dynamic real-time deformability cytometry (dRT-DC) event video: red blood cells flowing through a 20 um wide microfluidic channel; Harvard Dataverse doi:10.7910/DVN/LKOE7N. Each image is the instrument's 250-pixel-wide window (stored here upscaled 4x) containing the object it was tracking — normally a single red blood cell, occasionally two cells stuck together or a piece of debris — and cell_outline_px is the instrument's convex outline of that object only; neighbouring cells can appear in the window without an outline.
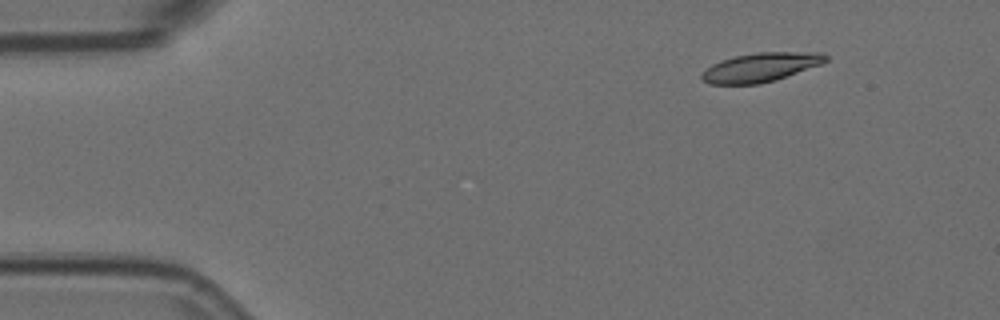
{"species": "Egyptian fruit bat (a non-hibernating species)", "species_latin": "Rousettus aegyptiacus", "temperature_condition": "room temperature", "stored_images_in_passage": 9, "camera_frame_rate_fps": 3000, "um_per_image_px": 0.085, "animal": {"sex": "female"}, "frame": {"image": 1, "passage_image": 2, "time_ms": 0.333, "image_size_px": [1000, 320], "cell_outline_px": [[828, 60], [820, 64], [776, 80], [760, 84], [708, 84], [700, 76], [700, 72], [712, 64], [736, 56], [756, 52], [824, 52], [828, 56]], "centroid_in_image_um": [64.65, 5.72], "position_along_channel_um": 20.3, "area_um2": 20.92}}
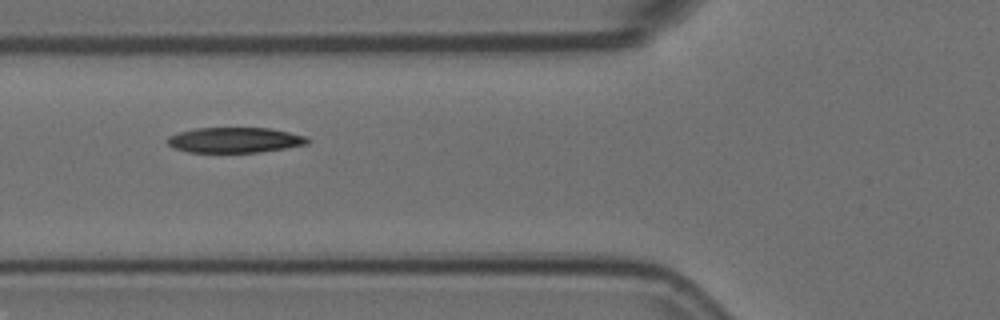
{"frame": {"image": 2, "passage_image": 6, "time_ms": 1.667, "image_size_px": [1000, 320], "cell_outline_px": [[308, 144], [260, 152], [188, 152], [172, 148], [168, 144], [168, 136], [180, 132], [196, 128], [272, 128], [304, 136], [308, 140]], "centroid_in_image_um": [19.92, 11.9], "position_along_channel_um": 105.9, "area_um2": 20.52}}
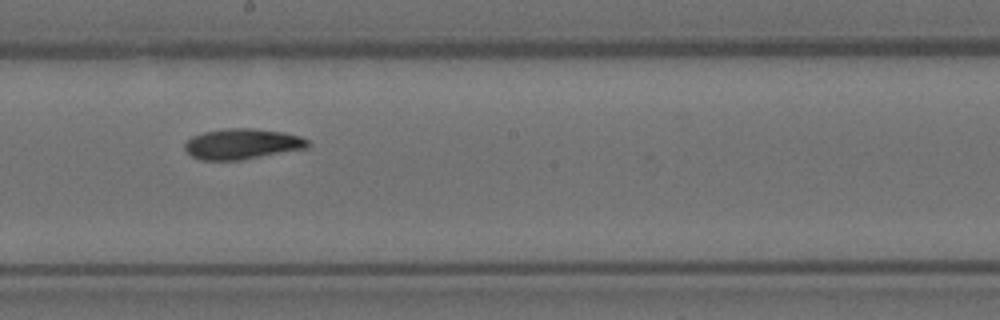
{"frame": {"image": 3, "passage_image": 9, "time_ms": 2.667, "image_size_px": [1000, 320], "cell_outline_px": [[308, 148], [240, 160], [200, 160], [192, 156], [184, 148], [184, 144], [192, 136], [204, 132], [224, 128], [252, 128], [284, 132], [300, 136], [308, 140]], "centroid_in_image_um": [20.58, 12.23], "position_along_channel_um": 227.6, "area_um2": 21.91}}